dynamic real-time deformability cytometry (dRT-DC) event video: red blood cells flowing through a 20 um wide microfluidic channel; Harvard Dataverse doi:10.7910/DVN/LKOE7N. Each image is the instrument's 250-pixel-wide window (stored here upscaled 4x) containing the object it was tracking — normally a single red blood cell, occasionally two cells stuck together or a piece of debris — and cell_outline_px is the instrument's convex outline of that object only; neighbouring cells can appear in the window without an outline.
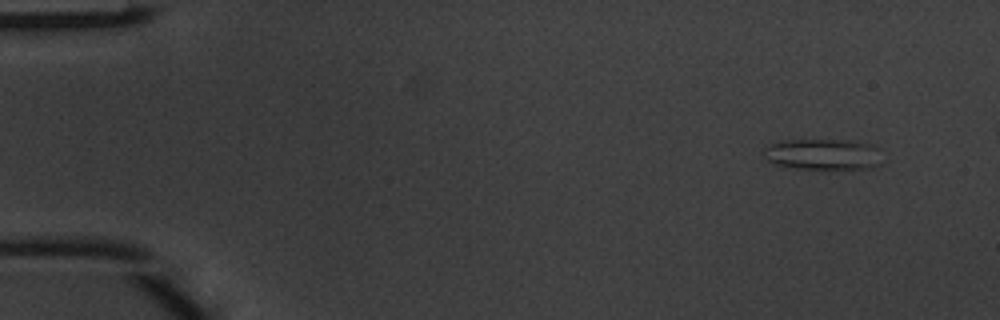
{"species": "common noctule bat (a hibernating species)", "species_latin": "Nyctalus noctula", "temperature_condition": "warm", "stored_images_in_passage": 5, "camera_frame_rate_fps": 3000, "um_per_image_px": 0.085, "animal": {"sex": "male", "body_mass_g": 20.1, "forearm_length_mm": 53.5}, "frame": {"image": 1, "passage_image": 1, "time_ms": 0.0, "image_size_px": [1000, 320], "cell_outline_px": [[880, 164], [872, 168], [792, 168], [776, 164], [768, 160], [764, 156], [764, 148], [780, 140], [852, 140], [872, 144], [876, 148]], "centroid_in_image_um": [69.92, 13.1], "position_along_channel_um": 15.1, "area_um2": 21.1}}